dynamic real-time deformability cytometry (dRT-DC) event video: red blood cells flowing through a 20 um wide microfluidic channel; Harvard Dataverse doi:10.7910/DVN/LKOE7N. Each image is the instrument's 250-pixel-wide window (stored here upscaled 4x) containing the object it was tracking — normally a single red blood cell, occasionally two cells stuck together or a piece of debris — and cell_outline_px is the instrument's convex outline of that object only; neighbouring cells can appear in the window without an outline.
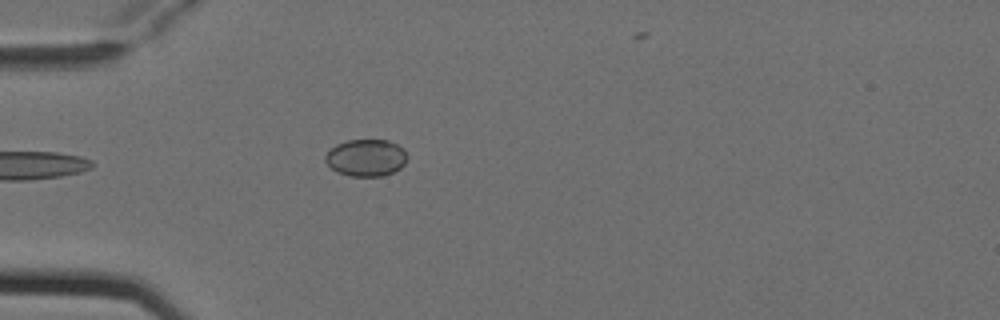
{"species": "Egyptian fruit bat (a non-hibernating species)", "species_latin": "Rousettus aegyptiacus", "temperature_condition": "cold", "stored_images_in_passage": 2, "camera_frame_rate_fps": 3000, "um_per_image_px": 0.085, "animal": {"sex": "female"}, "frame": {"image": 1, "passage_image": 2, "time_ms": 0.333, "image_size_px": [1000, 320], "cell_outline_px": [[408, 156], [404, 164], [400, 168], [384, 176], [348, 176], [336, 172], [324, 160], [324, 156], [336, 144], [348, 140], [388, 140], [404, 148]], "centroid_in_image_um": [31.12, 13.41], "position_along_channel_um": 53.9, "area_um2": 17.74}}